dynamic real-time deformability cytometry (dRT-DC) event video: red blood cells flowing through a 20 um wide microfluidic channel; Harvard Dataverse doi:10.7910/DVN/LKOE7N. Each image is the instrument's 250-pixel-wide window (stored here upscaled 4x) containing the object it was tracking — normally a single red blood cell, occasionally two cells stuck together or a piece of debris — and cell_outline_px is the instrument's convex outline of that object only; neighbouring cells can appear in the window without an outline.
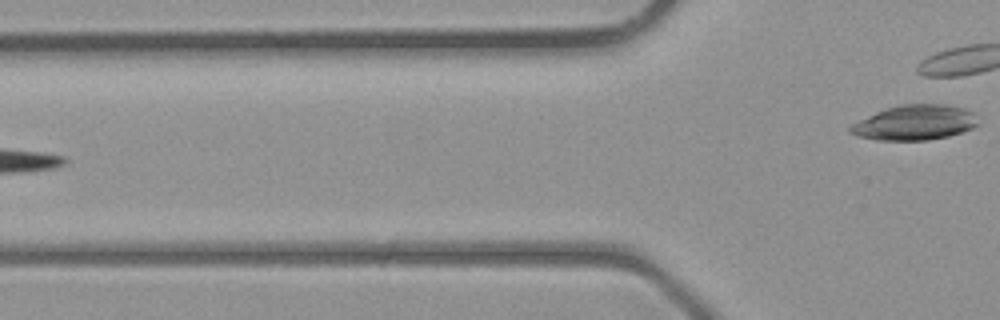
{"species": "common noctule bat (a hibernating species)", "species_latin": "Nyctalus noctula", "temperature_condition": "room temperature", "stored_images_in_passage": 3, "camera_frame_rate_fps": 3000, "um_per_image_px": 0.085, "animal": {"sex": "male", "body_mass_g": 23.1, "forearm_length_mm": 52.7}, "frame": {"image": 1, "passage_image": 3, "time_ms": 2.333, "image_size_px": [1000, 320], "cell_outline_px": [[980, 124], [972, 128], [948, 136], [928, 140], [876, 140], [856, 136], [848, 132], [848, 128], [852, 124], [876, 112], [888, 108], [904, 104], [944, 104], [964, 108], [972, 112]], "centroid_in_image_um": [77.75, 10.43], "position_along_channel_um": 48.1, "area_um2": 25.95}}